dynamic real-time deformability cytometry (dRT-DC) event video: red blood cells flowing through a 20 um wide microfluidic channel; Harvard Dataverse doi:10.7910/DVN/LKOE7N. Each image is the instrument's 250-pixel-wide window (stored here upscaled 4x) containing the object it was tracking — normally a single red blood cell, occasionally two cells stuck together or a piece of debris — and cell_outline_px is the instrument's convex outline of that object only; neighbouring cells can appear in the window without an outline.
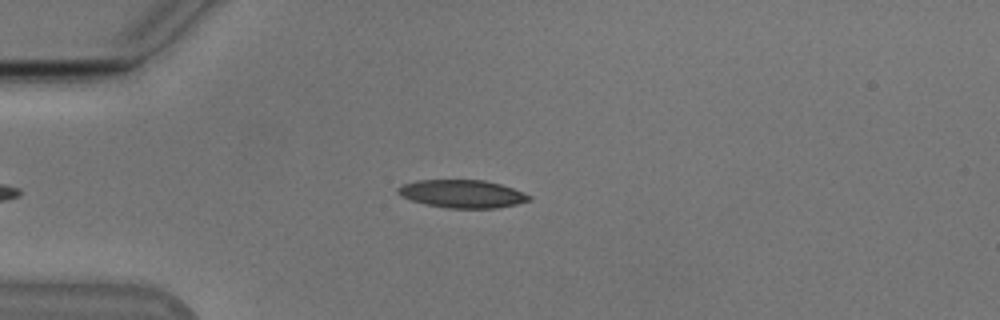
{"species": "Egyptian fruit bat (a non-hibernating species)", "species_latin": "Rousettus aegyptiacus", "temperature_condition": "cold", "stored_images_in_passage": 40, "camera_frame_rate_fps": 3000, "um_per_image_px": 0.085, "animal": {"sex": "male"}, "frame": {"image": 1, "passage_image": 5, "time_ms": 1.333, "image_size_px": [1000, 320], "cell_outline_px": [[532, 200], [516, 204], [496, 208], [444, 208], [424, 204], [400, 196], [396, 192], [396, 188], [404, 184], [416, 180], [484, 180], [500, 184], [512, 188], [532, 196]], "centroid_in_image_um": [39.27, 16.48], "position_along_channel_um": 45.7, "area_um2": 21.44}}
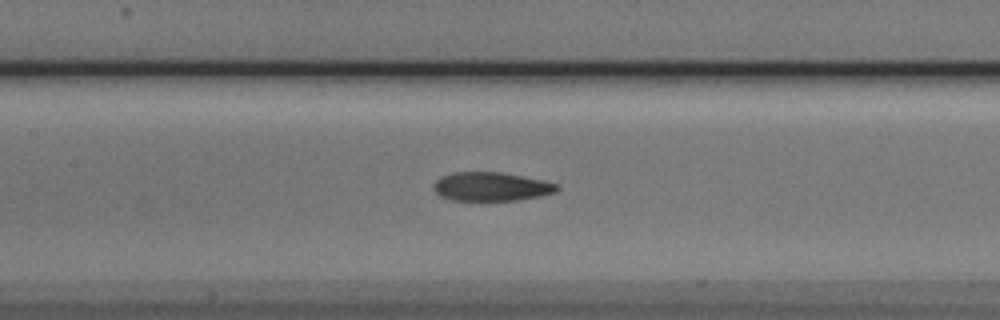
{"frame": {"image": 2, "passage_image": 16, "time_ms": 5.0, "image_size_px": [1000, 320], "cell_outline_px": [[560, 188], [556, 192], [540, 196], [516, 200], [452, 200], [440, 196], [432, 188], [432, 184], [440, 176], [452, 172], [500, 172], [544, 180], [560, 184]], "centroid_in_image_um": [41.75, 15.85], "position_along_channel_um": 165.7, "area_um2": 20.87}}
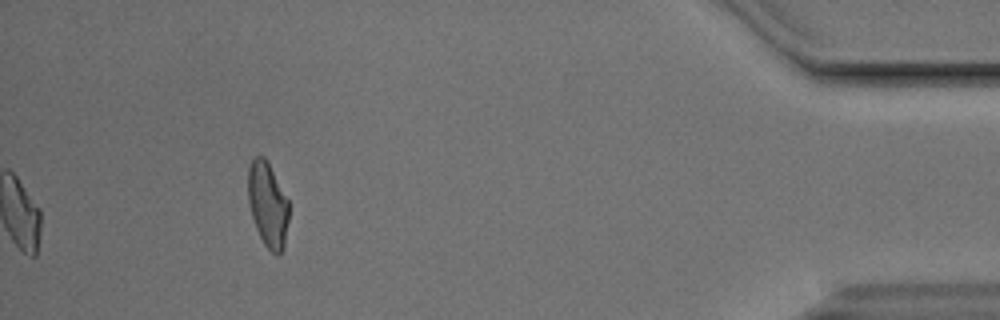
{"frame": {"image": 3, "passage_image": 40, "time_ms": 13.0, "image_size_px": [1000, 320], "cell_outline_px": [[288, 220], [284, 248], [280, 256], [276, 256], [264, 244], [256, 228], [252, 216], [248, 200], [248, 168], [252, 160], [256, 156], [264, 156], [288, 200]], "centroid_in_image_um": [22.76, 17.43], "position_along_channel_um": 412.4, "area_um2": 20.0}, "authors_computed_cell_mechanics": {"area_um2": 21.0103, "velocity_mm_per_s": 3.8365, "shape_relaxation_time_tau1_ms": 3.8862, "shape_relaxation_time_tau2_ms": 2.162, "deformation_change_tau1": 0.1734, "deformation_change_tau2": 0.0979}}